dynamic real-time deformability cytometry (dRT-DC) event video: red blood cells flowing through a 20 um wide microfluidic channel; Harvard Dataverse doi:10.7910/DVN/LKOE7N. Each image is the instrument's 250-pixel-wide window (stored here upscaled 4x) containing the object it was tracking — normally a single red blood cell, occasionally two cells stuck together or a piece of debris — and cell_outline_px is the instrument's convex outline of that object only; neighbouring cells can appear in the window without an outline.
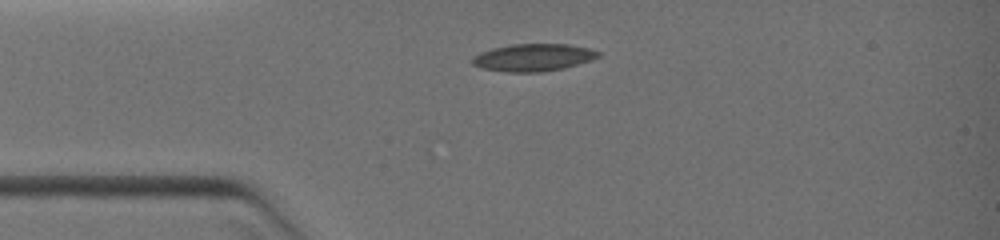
{"species": "common noctule bat (a hibernating species)", "species_latin": "Nyctalus noctula", "temperature_condition": "warm", "stored_images_in_passage": 15, "camera_frame_rate_fps": 3000, "um_per_image_px": 0.085, "animal": {"sex": "female", "body_mass_g": 19.0, "forearm_length_mm": 51.5}, "frame": {"image": 1, "passage_image": 1, "time_ms": 0.0, "image_size_px": [1000, 240], "cell_outline_px": [[600, 56], [592, 60], [564, 68], [544, 72], [504, 72], [480, 68], [472, 64], [472, 56], [480, 52], [492, 48], [512, 44], [568, 44], [588, 48], [600, 52]], "centroid_in_image_um": [45.31, 4.89], "position_along_channel_um": 39.7, "area_um2": 20.29}}
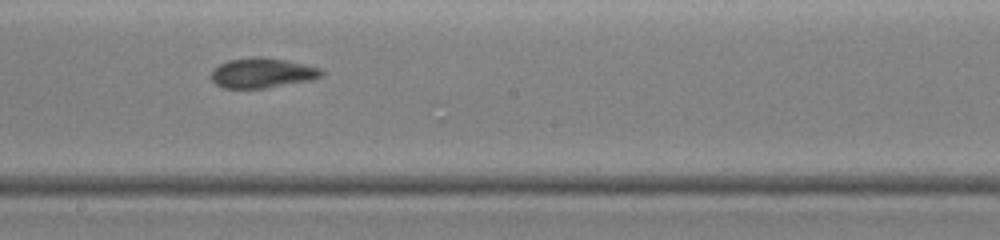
{"frame": {"image": 2, "passage_image": 9, "time_ms": 4.333, "image_size_px": [1000, 240], "cell_outline_px": [[324, 76], [312, 80], [268, 88], [224, 88], [216, 84], [212, 80], [212, 68], [228, 60], [252, 56], [264, 56], [288, 60], [324, 68]], "centroid_in_image_um": [22.36, 6.18], "position_along_channel_um": 225.8, "area_um2": 19.77}}
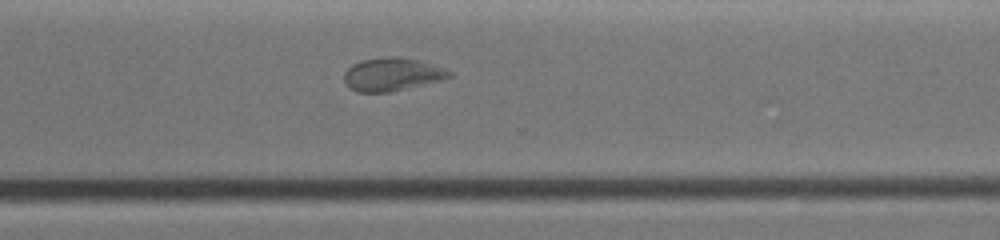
{"frame": {"image": 3, "passage_image": 15, "time_ms": 6.667, "image_size_px": [1000, 240], "cell_outline_px": [[456, 76], [444, 80], [388, 92], [356, 92], [344, 80], [344, 72], [352, 64], [364, 60], [388, 56], [400, 56], [416, 60], [452, 72]], "centroid_in_image_um": [33.34, 6.32], "position_along_channel_um": 337.3, "area_um2": 20.06}}